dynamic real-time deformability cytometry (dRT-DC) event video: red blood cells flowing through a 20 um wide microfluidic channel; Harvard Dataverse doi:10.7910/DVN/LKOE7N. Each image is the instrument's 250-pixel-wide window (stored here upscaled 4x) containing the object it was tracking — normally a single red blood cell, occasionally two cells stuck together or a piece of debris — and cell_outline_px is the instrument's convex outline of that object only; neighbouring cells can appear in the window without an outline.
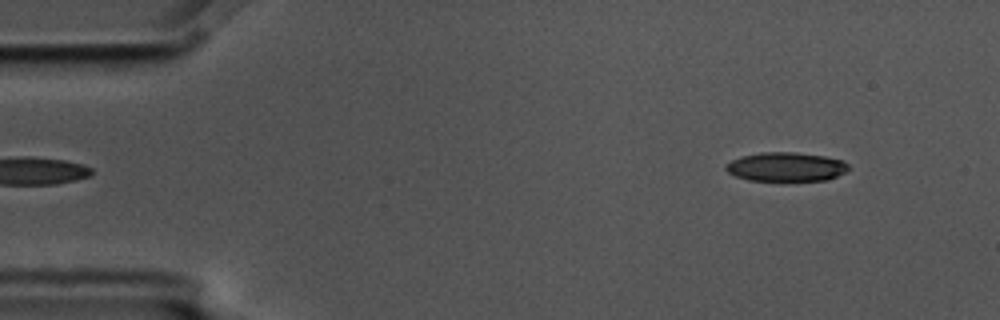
{"species": "common noctule bat (a hibernating species)", "species_latin": "Nyctalus noctula", "temperature_condition": "cold", "stored_images_in_passage": 5, "segment_of_instrument_passage": [2, 2], "camera_frame_rate_fps": 3000, "um_per_image_px": 0.085, "animal": {"sex": "male", "body_mass_g": 17.5, "forearm_length_mm": 52.3}, "frame": {"image": 1, "passage_image": 5, "time_ms": 1.333, "image_size_px": [1000, 320], "cell_outline_px": [[848, 168], [844, 172], [828, 180], [748, 180], [736, 176], [728, 172], [724, 168], [724, 164], [740, 156], [760, 152], [792, 152], [824, 156], [844, 160], [848, 164]], "centroid_in_image_um": [66.78, 14.17], "position_along_channel_um": 18.2, "area_um2": 20.69}}